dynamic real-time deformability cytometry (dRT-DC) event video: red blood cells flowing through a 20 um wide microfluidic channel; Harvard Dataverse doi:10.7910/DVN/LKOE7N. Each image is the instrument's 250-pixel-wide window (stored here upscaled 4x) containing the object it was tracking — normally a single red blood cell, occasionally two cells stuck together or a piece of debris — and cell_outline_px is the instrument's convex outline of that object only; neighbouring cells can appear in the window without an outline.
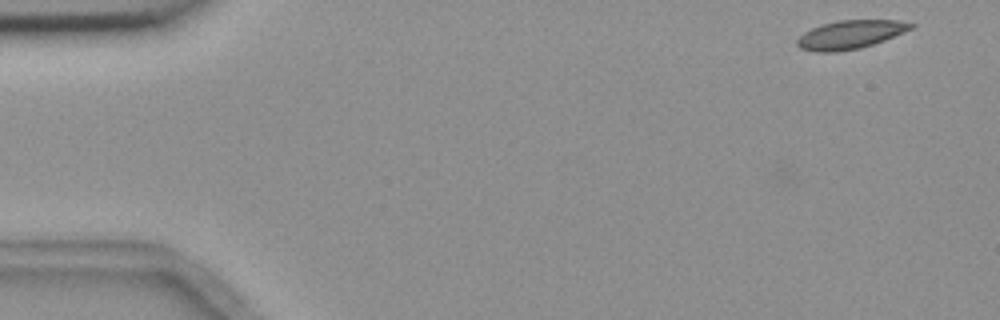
{"species": "common noctule bat (a hibernating species)", "species_latin": "Nyctalus noctula", "temperature_condition": "room temperature", "stored_images_in_passage": 3, "camera_frame_rate_fps": 3000, "um_per_image_px": 0.085, "animal": {"sex": "female", "body_mass_g": 18.4}, "frame": {"image": 1, "passage_image": 1, "time_ms": 0.0, "image_size_px": [1000, 320], "cell_outline_px": [[916, 24], [912, 28], [884, 40], [860, 48], [836, 52], [816, 52], [800, 48], [796, 44], [796, 40], [804, 32], [812, 28], [836, 20], [896, 20]], "centroid_in_image_um": [72.24, 2.94], "position_along_channel_um": 12.8, "area_um2": 18.73}}